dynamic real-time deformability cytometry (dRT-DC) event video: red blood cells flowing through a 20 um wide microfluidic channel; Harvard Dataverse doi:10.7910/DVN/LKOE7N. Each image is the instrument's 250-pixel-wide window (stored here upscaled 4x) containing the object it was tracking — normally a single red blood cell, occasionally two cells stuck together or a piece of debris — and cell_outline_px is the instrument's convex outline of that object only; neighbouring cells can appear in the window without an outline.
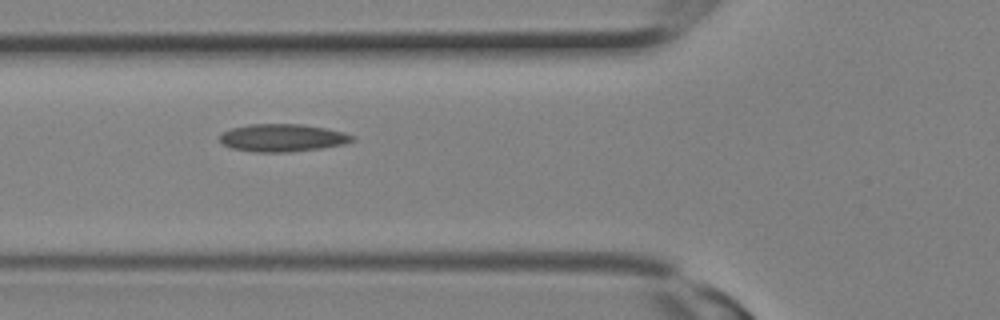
{"species": "Egyptian fruit bat (a non-hibernating species)", "species_latin": "Rousettus aegyptiacus", "temperature_condition": "room temperature", "stored_images_in_passage": 2, "camera_frame_rate_fps": 3000, "um_per_image_px": 0.085, "animal": {"sex": "female"}, "frame": {"image": 1, "passage_image": 2, "time_ms": 0.333, "image_size_px": [1000, 320], "cell_outline_px": [[356, 140], [344, 144], [324, 148], [288, 152], [252, 152], [232, 148], [224, 144], [220, 140], [220, 136], [224, 132], [232, 128], [248, 124], [300, 124], [328, 128], [344, 132], [356, 136]], "centroid_in_image_um": [24.08, 11.71], "position_along_channel_um": 101.7, "area_um2": 21.5}}